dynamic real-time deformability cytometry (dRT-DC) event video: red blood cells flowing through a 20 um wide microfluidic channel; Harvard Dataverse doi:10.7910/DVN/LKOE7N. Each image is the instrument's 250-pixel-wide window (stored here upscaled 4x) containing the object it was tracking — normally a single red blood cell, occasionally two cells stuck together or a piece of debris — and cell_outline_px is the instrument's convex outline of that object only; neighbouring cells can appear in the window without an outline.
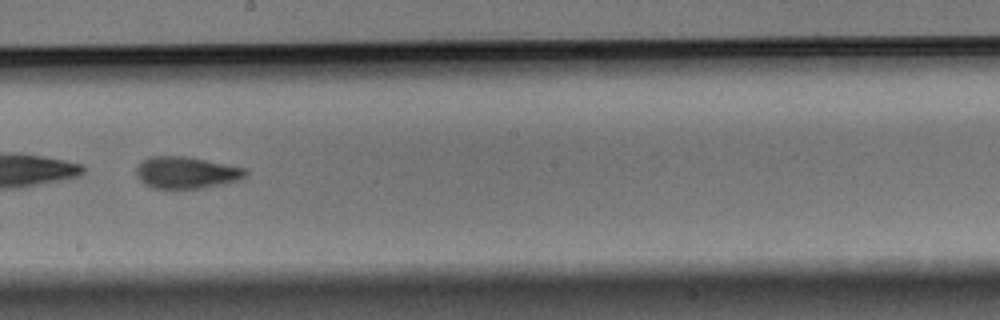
{"species": "Egyptian fruit bat (a non-hibernating species)", "species_latin": "Rousettus aegyptiacus", "temperature_condition": "warm", "stored_images_in_passage": 52, "camera_frame_rate_fps": 3000, "um_per_image_px": 0.085, "animal": {"sex": "male"}, "frame": {"image": 1, "passage_image": 30, "time_ms": 9.667, "image_size_px": [1000, 320], "cell_outline_px": [[248, 176], [240, 180], [228, 184], [204, 188], [176, 192], [172, 192], [152, 188], [144, 184], [136, 176], [136, 164], [140, 160], [148, 156], [184, 156], [248, 168]], "centroid_in_image_um": [15.82, 14.72], "position_along_channel_um": 232.4, "area_um2": 21.62}}
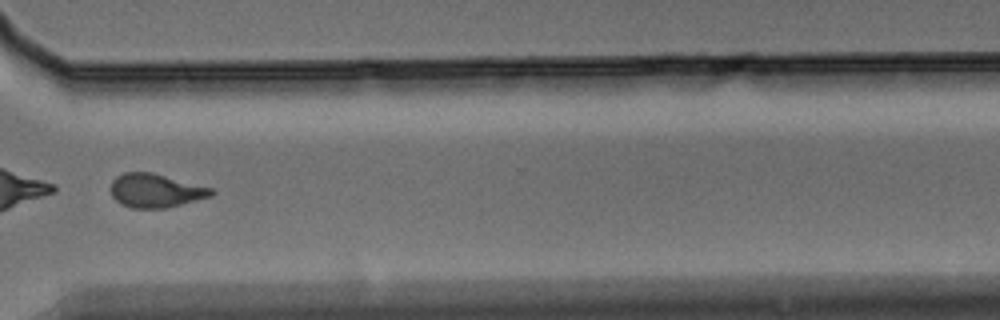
{"frame": {"image": 2, "passage_image": 40, "time_ms": 13.0, "image_size_px": [1000, 320], "cell_outline_px": [[216, 192], [212, 196], [168, 208], [132, 208], [120, 204], [112, 196], [112, 180], [116, 176], [124, 172], [152, 172], [212, 188]], "centroid_in_image_um": [13.24, 16.2], "position_along_channel_um": 357.4, "area_um2": 19.83}, "authors_computed_cell_mechanics": {"area_um2": 21.7039, "velocity_mm_per_s": 3.7617, "shape_relaxation_time_tau1_ms": 6.1797, "shape_relaxation_time_tau2_ms": 2.7391, "deformation_change_tau1": 0.177, "deformation_change_tau2": 0.0858}}